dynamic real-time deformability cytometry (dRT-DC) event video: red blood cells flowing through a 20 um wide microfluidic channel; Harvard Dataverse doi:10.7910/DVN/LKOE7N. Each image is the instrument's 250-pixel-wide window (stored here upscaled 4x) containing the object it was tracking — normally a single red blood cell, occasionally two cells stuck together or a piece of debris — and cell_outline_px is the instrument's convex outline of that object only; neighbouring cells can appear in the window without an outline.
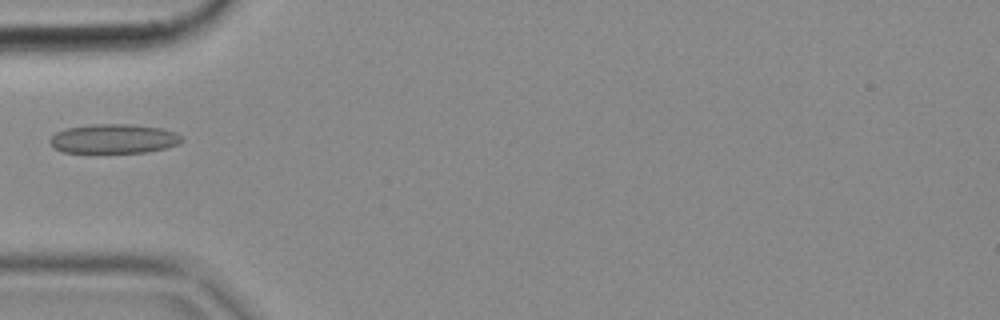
{"species": "common noctule bat (a hibernating species)", "species_latin": "Nyctalus noctula", "temperature_condition": "cold", "stored_images_in_passage": 2, "camera_frame_rate_fps": 3000, "um_per_image_px": 0.085, "animal": {"sex": "female", "body_mass_g": 18.4}, "frame": {"image": 1, "passage_image": 1, "time_ms": 0.0, "image_size_px": [1000, 320], "cell_outline_px": [[184, 140], [176, 144], [164, 148], [144, 152], [64, 152], [56, 148], [48, 140], [56, 132], [68, 128], [92, 124], [128, 124], [160, 128], [176, 132]], "centroid_in_image_um": [9.66, 11.78], "position_along_channel_um": 75.3, "area_um2": 22.14}}
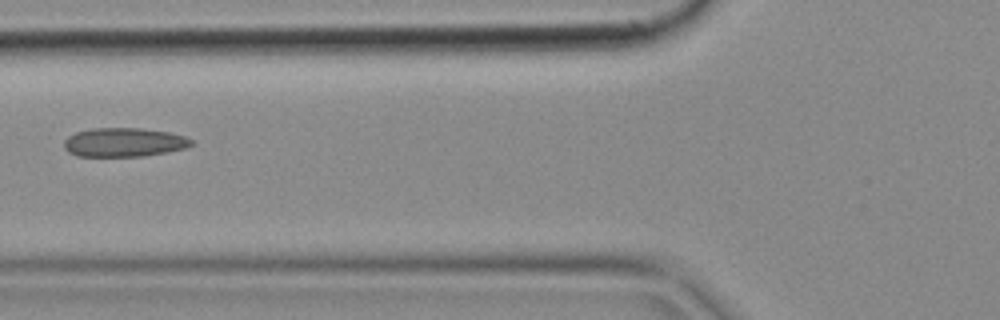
{"frame": {"image": 2, "passage_image": 2, "time_ms": 0.333, "image_size_px": [1000, 320], "cell_outline_px": [[192, 144], [184, 148], [144, 156], [76, 156], [68, 152], [64, 148], [64, 140], [68, 136], [76, 132], [92, 128], [140, 128], [168, 132], [184, 136], [192, 140]], "centroid_in_image_um": [10.48, 12.09], "position_along_channel_um": 115.3, "area_um2": 21.33}}